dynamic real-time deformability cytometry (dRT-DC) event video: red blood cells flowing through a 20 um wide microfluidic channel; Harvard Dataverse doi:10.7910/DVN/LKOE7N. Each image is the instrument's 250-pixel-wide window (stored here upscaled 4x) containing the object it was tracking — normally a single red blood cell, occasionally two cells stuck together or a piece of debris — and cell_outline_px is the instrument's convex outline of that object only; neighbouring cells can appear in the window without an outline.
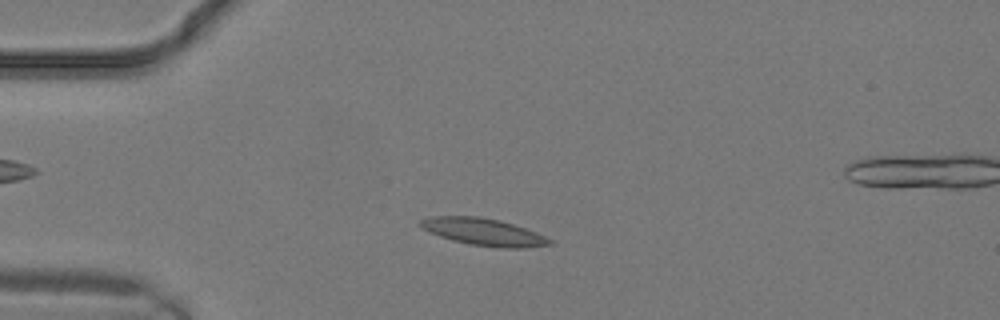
{"species": "common noctule bat (a hibernating species)", "species_latin": "Nyctalus noctula", "temperature_condition": "warm", "stored_images_in_passage": 4, "camera_frame_rate_fps": 3000, "um_per_image_px": 0.085, "animal": {"sex": "male", "body_mass_g": 19.2, "forearm_length_mm": 51.8}, "frame": {"image": 1, "passage_image": 1, "time_ms": 0.0, "image_size_px": [1000, 320], "cell_outline_px": [[552, 244], [524, 248], [500, 248], [472, 244], [452, 240], [440, 236], [416, 224], [420, 220], [432, 216], [480, 216], [500, 220], [536, 232], [552, 240]], "centroid_in_image_um": [41.1, 19.7], "position_along_channel_um": 43.9, "area_um2": 20.23}}
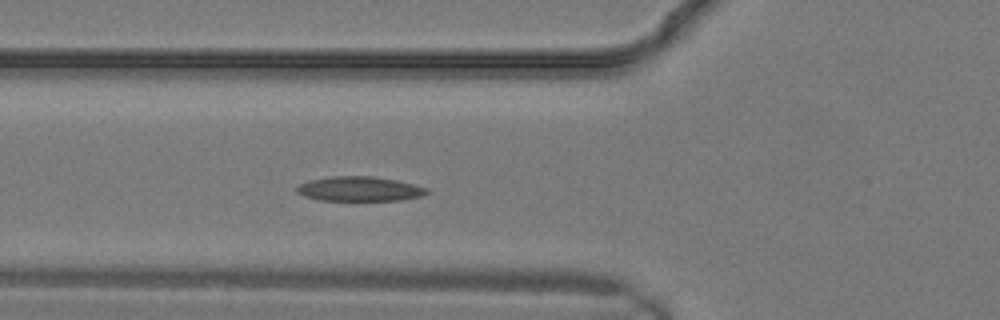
{"frame": {"image": 2, "passage_image": 4, "time_ms": 1.0, "image_size_px": [1000, 320], "cell_outline_px": [[428, 192], [420, 196], [400, 200], [320, 200], [304, 196], [296, 192], [296, 188], [300, 184], [308, 180], [332, 176], [372, 176], [396, 180], [428, 188]], "centroid_in_image_um": [30.52, 16.05], "position_along_channel_um": 95.3, "area_um2": 18.5}}